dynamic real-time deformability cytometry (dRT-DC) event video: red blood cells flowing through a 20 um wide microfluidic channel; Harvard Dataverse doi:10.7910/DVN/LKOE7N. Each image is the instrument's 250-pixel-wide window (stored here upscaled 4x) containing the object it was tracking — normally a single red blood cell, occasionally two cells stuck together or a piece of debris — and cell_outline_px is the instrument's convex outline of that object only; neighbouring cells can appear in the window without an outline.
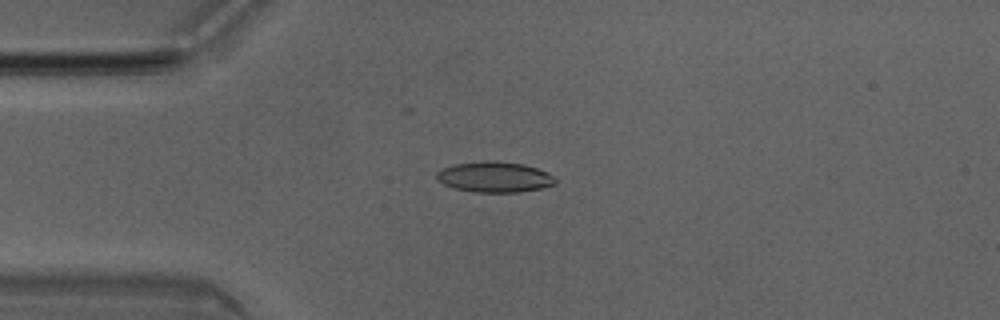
{"species": "Egyptian fruit bat (a non-hibernating species)", "species_latin": "Rousettus aegyptiacus", "temperature_condition": "room temperature", "stored_images_in_passage": 6, "camera_frame_rate_fps": 3000, "um_per_image_px": 0.085, "animal": {"sex": "male"}, "frame": {"image": 1, "passage_image": 3, "time_ms": 0.667, "image_size_px": [1000, 320], "cell_outline_px": [[556, 184], [540, 188], [520, 192], [476, 192], [452, 188], [436, 180], [436, 172], [452, 164], [488, 160], [492, 160], [524, 164], [536, 168], [552, 176], [556, 180]], "centroid_in_image_um": [41.98, 15.04], "position_along_channel_um": 43.0, "area_um2": 21.15}}